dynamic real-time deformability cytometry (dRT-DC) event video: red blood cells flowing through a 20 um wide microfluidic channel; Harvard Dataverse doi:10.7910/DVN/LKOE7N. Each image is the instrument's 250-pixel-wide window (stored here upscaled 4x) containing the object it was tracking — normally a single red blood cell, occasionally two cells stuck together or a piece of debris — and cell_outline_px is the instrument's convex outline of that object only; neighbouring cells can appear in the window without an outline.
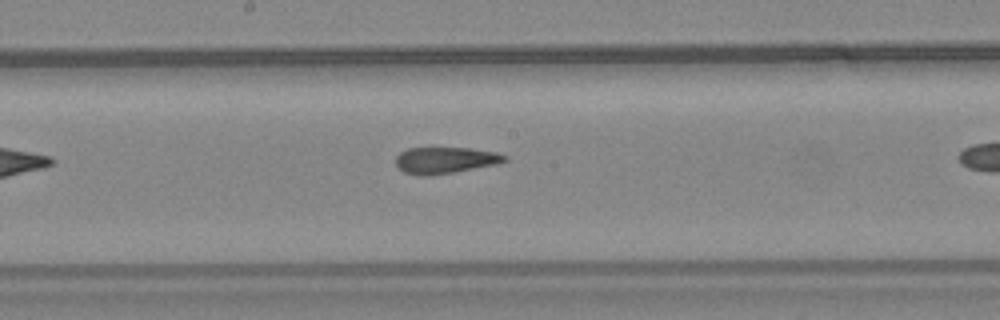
{"species": "common noctule bat (a hibernating species)", "species_latin": "Nyctalus noctula", "temperature_condition": "warm", "stored_images_in_passage": 26, "camera_frame_rate_fps": 3000, "um_per_image_px": 0.085, "animal": {"sex": "female", "body_mass_g": 24.6, "forearm_length_mm": 56.2}, "frame": {"image": 1, "passage_image": 12, "time_ms": 3.667, "image_size_px": [1000, 320], "cell_outline_px": [[508, 160], [496, 164], [456, 172], [428, 176], [416, 176], [404, 172], [396, 164], [396, 156], [400, 152], [408, 148], [468, 148], [496, 152], [508, 156]], "centroid_in_image_um": [37.84, 13.63], "position_along_channel_um": 210.4, "area_um2": 16.88}}
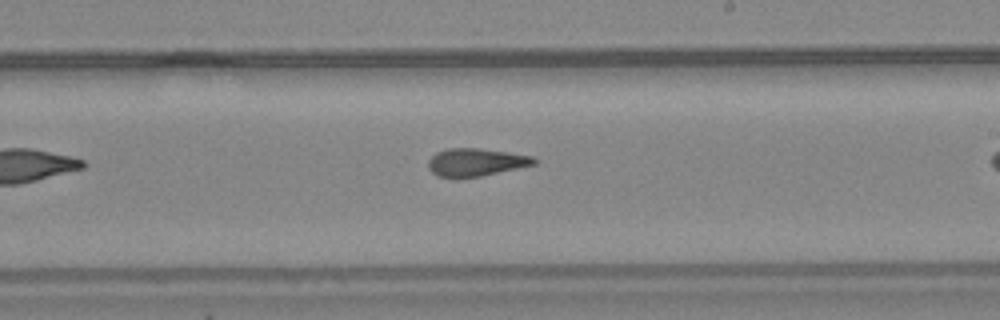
{"frame": {"image": 2, "passage_image": 15, "time_ms": 4.667, "image_size_px": [1000, 320], "cell_outline_px": [[536, 164], [480, 176], [460, 180], [456, 180], [436, 176], [428, 168], [428, 160], [436, 152], [448, 148], [476, 148], [508, 152], [532, 156], [536, 160]], "centroid_in_image_um": [40.37, 13.82], "position_along_channel_um": 248.6, "area_um2": 17.46}}